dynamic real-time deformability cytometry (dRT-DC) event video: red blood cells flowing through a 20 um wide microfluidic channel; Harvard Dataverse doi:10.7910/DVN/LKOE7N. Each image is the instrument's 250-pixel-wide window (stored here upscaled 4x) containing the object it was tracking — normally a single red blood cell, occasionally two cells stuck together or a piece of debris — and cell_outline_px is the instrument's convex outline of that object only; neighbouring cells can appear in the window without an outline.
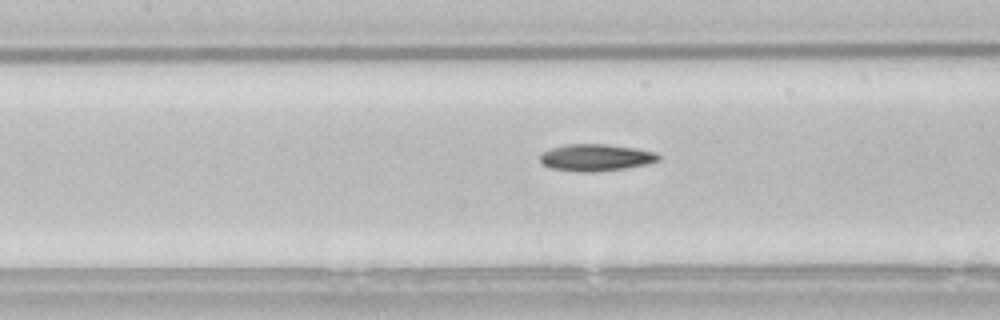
{"species": "common noctule bat (a hibernating species)", "species_latin": "Nyctalus noctula", "temperature_condition": "room temperature", "stored_images_in_passage": 29, "camera_frame_rate_fps": 3000, "um_per_image_px": 0.085, "animal": {"sex": "male", "body_mass_g": 21.5, "forearm_length_mm": 52.0}, "frame": {"image": 1, "passage_image": 10, "time_ms": 3.0, "image_size_px": [1000, 320], "cell_outline_px": [[660, 160], [648, 164], [624, 168], [596, 172], [576, 172], [548, 168], [540, 160], [540, 156], [544, 152], [552, 148], [568, 144], [604, 144], [636, 148], [656, 152], [660, 156]], "centroid_in_image_um": [50.67, 13.4], "position_along_channel_um": 156.7, "area_um2": 18.61}}
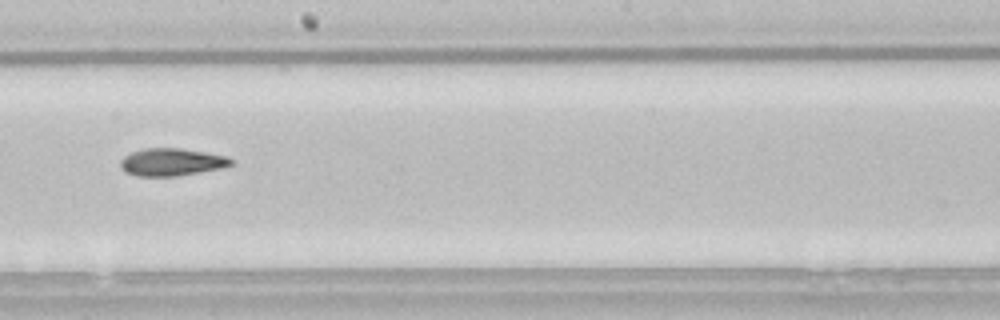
{"frame": {"image": 2, "passage_image": 16, "time_ms": 5.0, "image_size_px": [1000, 320], "cell_outline_px": [[232, 164], [220, 168], [176, 176], [136, 176], [124, 172], [120, 164], [120, 160], [124, 156], [132, 152], [144, 148], [180, 148], [228, 156], [232, 160]], "centroid_in_image_um": [14.54, 13.77], "position_along_channel_um": 233.7, "area_um2": 17.63}}
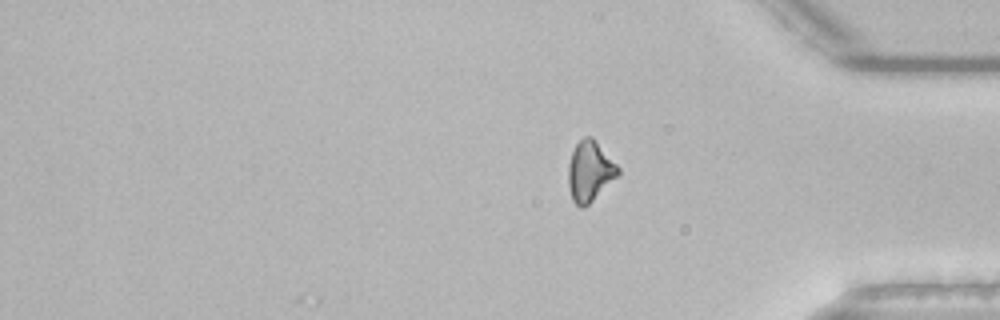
{"frame": {"image": 3, "passage_image": 29, "time_ms": 9.333, "image_size_px": [1000, 320], "cell_outline_px": [[620, 176], [584, 208], [580, 208], [572, 200], [568, 188], [568, 164], [572, 152], [576, 144], [584, 136], [592, 136], [620, 168]], "centroid_in_image_um": [50.15, 14.58], "position_along_channel_um": 385.1, "area_um2": 17.8}, "authors_computed_cell_mechanics": {"area_um2": 17.629, "velocity_mm_per_s": 3.8479, "shape_relaxation_time_tau1_ms": null, "shape_relaxation_time_tau2_ms": 9.569, "deformation_change_tau1": null, "deformation_change_tau2": 0.1959}}